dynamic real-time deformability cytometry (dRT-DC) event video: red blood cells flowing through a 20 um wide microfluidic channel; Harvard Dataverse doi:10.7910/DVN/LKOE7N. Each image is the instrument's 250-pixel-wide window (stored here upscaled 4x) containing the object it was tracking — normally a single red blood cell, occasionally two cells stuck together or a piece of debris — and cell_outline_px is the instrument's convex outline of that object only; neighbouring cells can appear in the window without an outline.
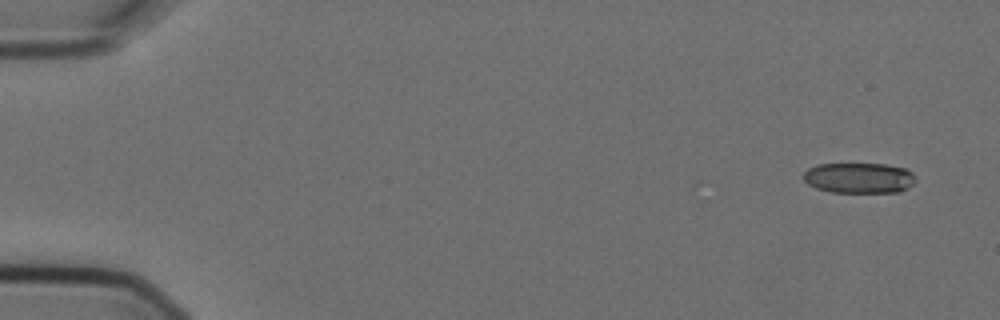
{"species": "Egyptian fruit bat (a non-hibernating species)", "species_latin": "Rousettus aegyptiacus", "temperature_condition": "cold", "stored_images_in_passage": 5, "camera_frame_rate_fps": 3000, "um_per_image_px": 0.085, "animal": {"sex": "female"}, "frame": {"image": 1, "passage_image": 1, "time_ms": 0.0, "image_size_px": [1000, 320], "cell_outline_px": [[916, 180], [908, 188], [900, 192], [832, 192], [816, 188], [808, 184], [804, 180], [804, 172], [808, 168], [816, 164], [884, 164], [904, 168], [912, 172]], "centroid_in_image_um": [73.02, 15.12], "position_along_channel_um": 12.0, "area_um2": 19.94}}
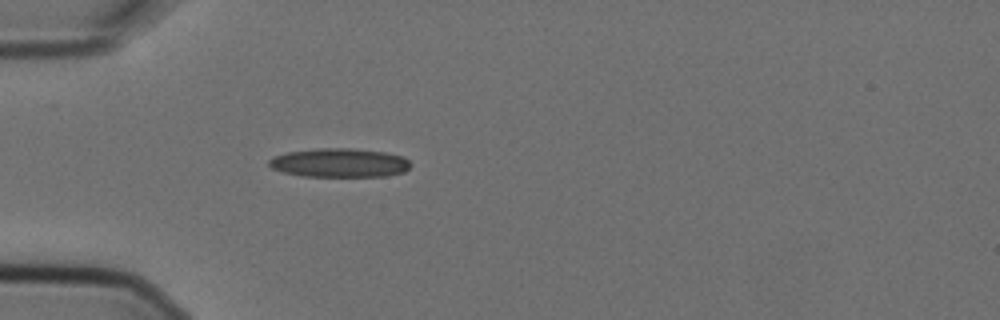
{"frame": {"image": 2, "passage_image": 5, "time_ms": 1.333, "image_size_px": [1000, 320], "cell_outline_px": [[412, 164], [404, 172], [384, 176], [304, 176], [284, 172], [272, 168], [268, 164], [268, 160], [276, 156], [288, 152], [316, 148], [352, 148], [384, 152], [404, 156]], "centroid_in_image_um": [28.88, 13.83], "position_along_channel_um": 56.1, "area_um2": 23.76}}